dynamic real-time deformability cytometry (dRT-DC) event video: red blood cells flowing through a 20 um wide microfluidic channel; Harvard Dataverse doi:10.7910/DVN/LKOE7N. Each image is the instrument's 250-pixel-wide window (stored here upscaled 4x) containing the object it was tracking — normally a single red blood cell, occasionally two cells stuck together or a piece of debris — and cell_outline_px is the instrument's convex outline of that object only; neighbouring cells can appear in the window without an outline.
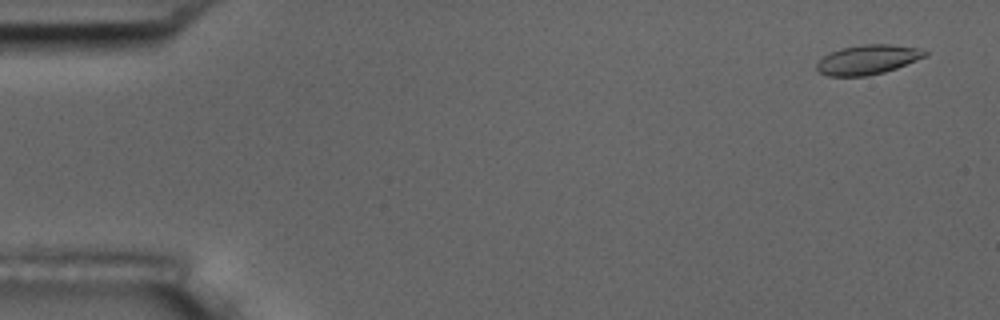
{"species": "common noctule bat (a hibernating species)", "species_latin": "Nyctalus noctula", "temperature_condition": "room temperature", "stored_images_in_passage": 5, "camera_frame_rate_fps": 3000, "um_per_image_px": 0.085, "animal": {"sex": "male", "body_mass_g": 17.5, "forearm_length_mm": 52.3}, "frame": {"image": 1, "passage_image": 1, "time_ms": 0.0, "image_size_px": [1000, 320], "cell_outline_px": [[928, 56], [896, 68], [884, 72], [864, 76], [828, 76], [820, 72], [816, 68], [816, 64], [824, 56], [840, 48], [860, 44], [892, 44], [916, 48], [928, 52]], "centroid_in_image_um": [73.76, 5.06], "position_along_channel_um": 11.2, "area_um2": 18.55}}
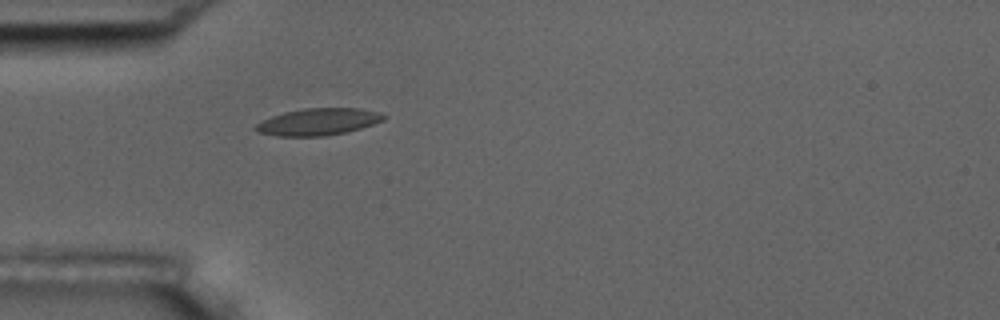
{"frame": {"image": 2, "passage_image": 5, "time_ms": 4.667, "image_size_px": [1000, 320], "cell_outline_px": [[388, 116], [384, 120], [348, 132], [324, 136], [276, 136], [260, 132], [252, 128], [260, 120], [284, 112], [304, 108], [360, 108], [380, 112]], "centroid_in_image_um": [27.05, 10.35], "position_along_channel_um": 58.0, "area_um2": 20.23}}